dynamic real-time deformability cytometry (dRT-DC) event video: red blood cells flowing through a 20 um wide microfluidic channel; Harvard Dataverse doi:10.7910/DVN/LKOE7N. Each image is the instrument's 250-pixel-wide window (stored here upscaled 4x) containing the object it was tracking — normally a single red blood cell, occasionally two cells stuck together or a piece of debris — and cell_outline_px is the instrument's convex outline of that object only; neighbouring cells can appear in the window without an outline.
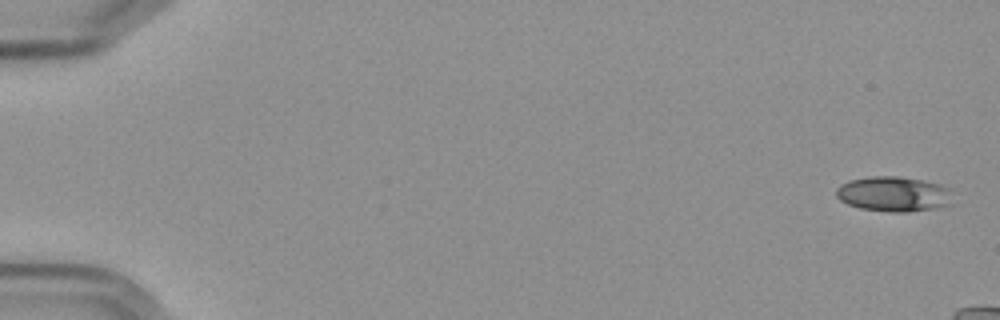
{"species": "Egyptian fruit bat (a non-hibernating species)", "species_latin": "Rousettus aegyptiacus", "temperature_condition": "cold", "stored_images_in_passage": 4, "camera_frame_rate_fps": 3000, "um_per_image_px": 0.085, "frame": {"image": 1, "passage_image": 1, "time_ms": 0.0, "image_size_px": [1000, 320], "cell_outline_px": [[952, 204], [936, 208], [908, 212], [888, 212], [860, 208], [848, 204], [840, 200], [836, 196], [836, 188], [840, 184], [848, 180], [872, 176], [900, 176], [924, 180], [940, 184], [948, 188]], "centroid_in_image_um": [75.94, 16.49], "position_along_channel_um": 9.1, "area_um2": 23.99}}